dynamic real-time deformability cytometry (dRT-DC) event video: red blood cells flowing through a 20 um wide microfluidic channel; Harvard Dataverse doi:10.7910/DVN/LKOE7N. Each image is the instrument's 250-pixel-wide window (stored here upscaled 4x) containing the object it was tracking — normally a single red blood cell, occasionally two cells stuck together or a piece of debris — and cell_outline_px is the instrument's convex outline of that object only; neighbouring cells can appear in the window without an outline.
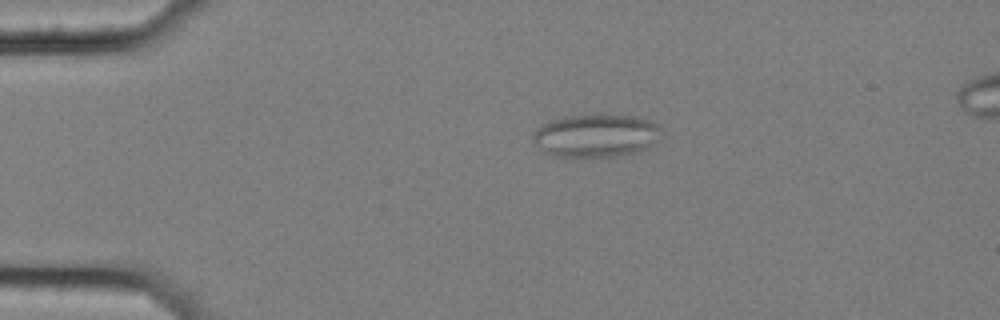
{"species": "common noctule bat (a hibernating species)", "species_latin": "Nyctalus noctula", "temperature_condition": "cold", "stored_images_in_passage": 8, "camera_frame_rate_fps": 3000, "um_per_image_px": 0.085, "animal": {"sex": "female", "body_mass_g": 25.1}, "frame": {"image": 1, "passage_image": 1, "time_ms": 0.0, "image_size_px": [1000, 320], "cell_outline_px": [[660, 140], [656, 144], [640, 152], [616, 156], [552, 156], [544, 152], [532, 144], [532, 132], [540, 124], [548, 120], [564, 116], [600, 112], [608, 112], [640, 116], [652, 120], [660, 124]], "centroid_in_image_um": [50.68, 11.47], "position_along_channel_um": 34.3, "area_um2": 33.93}}